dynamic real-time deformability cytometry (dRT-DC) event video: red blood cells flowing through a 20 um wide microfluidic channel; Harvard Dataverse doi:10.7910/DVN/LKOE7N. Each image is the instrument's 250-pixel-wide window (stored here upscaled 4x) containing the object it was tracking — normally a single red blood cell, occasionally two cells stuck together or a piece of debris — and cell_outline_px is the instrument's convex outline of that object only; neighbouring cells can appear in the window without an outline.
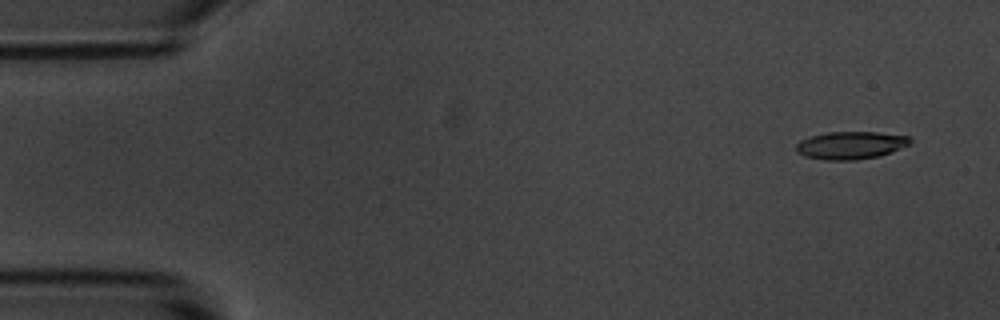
{"species": "common noctule bat (a hibernating species)", "species_latin": "Nyctalus noctula", "temperature_condition": "room temperature", "stored_images_in_passage": 4, "camera_frame_rate_fps": 3000, "um_per_image_px": 0.085, "animal": {"sex": "male", "body_mass_g": 20.1, "forearm_length_mm": 53.5}, "frame": {"image": 1, "passage_image": 1, "time_ms": 0.0, "image_size_px": [1000, 320], "cell_outline_px": [[912, 144], [880, 156], [856, 160], [824, 160], [804, 156], [796, 152], [796, 144], [800, 140], [812, 136], [828, 132], [876, 132], [908, 136], [912, 140]], "centroid_in_image_um": [72.32, 12.35], "position_along_channel_um": 12.7, "area_um2": 18.5}}
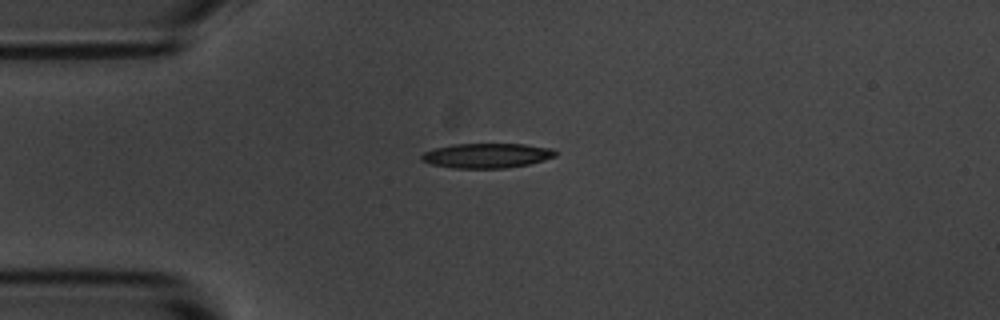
{"frame": {"image": 2, "passage_image": 4, "time_ms": 3.333, "image_size_px": [1000, 320], "cell_outline_px": [[560, 152], [556, 156], [544, 160], [528, 164], [508, 168], [452, 168], [432, 164], [420, 160], [420, 156], [424, 152], [436, 148], [452, 144], [524, 144], [552, 148]], "centroid_in_image_um": [41.41, 13.22], "position_along_channel_um": 43.6, "area_um2": 19.42}}